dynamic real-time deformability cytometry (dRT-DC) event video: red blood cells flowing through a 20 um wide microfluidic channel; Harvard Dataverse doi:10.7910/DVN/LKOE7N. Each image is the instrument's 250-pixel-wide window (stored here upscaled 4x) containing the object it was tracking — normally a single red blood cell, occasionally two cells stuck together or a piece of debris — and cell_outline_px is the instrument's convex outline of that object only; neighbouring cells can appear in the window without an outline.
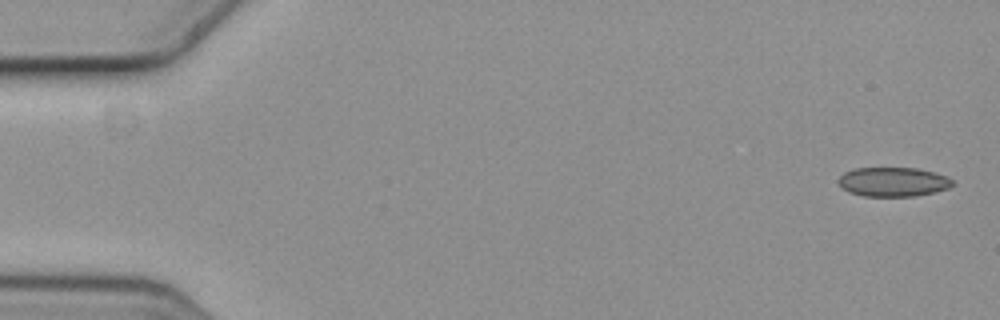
{"species": "common noctule bat (a hibernating species)", "species_latin": "Nyctalus noctula", "temperature_condition": "cold", "stored_images_in_passage": 4, "camera_frame_rate_fps": 3000, "um_per_image_px": 0.085, "animal": {"sex": "female", "body_mass_g": 19.3, "forearm_length_mm": 54.1}, "frame": {"image": 1, "passage_image": 1, "time_ms": 0.0, "image_size_px": [1000, 320], "cell_outline_px": [[952, 184], [948, 188], [916, 196], [864, 196], [848, 192], [836, 180], [844, 172], [852, 168], [916, 168], [932, 172], [944, 176], [952, 180]], "centroid_in_image_um": [75.85, 15.45], "position_along_channel_um": 9.2, "area_um2": 19.25}}